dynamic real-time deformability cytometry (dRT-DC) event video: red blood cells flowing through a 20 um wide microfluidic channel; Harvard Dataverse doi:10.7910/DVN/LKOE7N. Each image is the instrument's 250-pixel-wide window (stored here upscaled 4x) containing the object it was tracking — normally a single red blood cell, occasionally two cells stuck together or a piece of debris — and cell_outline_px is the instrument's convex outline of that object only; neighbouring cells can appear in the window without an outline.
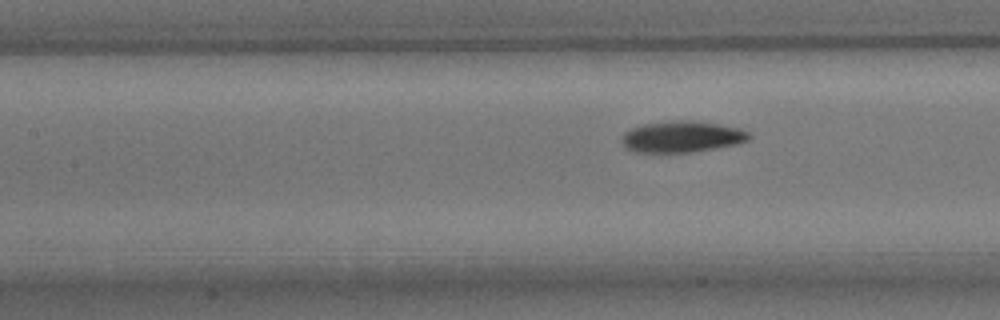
{"species": "common noctule bat (a hibernating species)", "species_latin": "Nyctalus noctula", "temperature_condition": "room temperature", "stored_images_in_passage": 7, "segment_of_instrument_passage": [2, 2], "camera_frame_rate_fps": 3000, "um_per_image_px": 0.085, "animal": {"sex": "male", "body_mass_g": 15.6}, "frame": {"image": 1, "passage_image": 7, "time_ms": 8.0, "image_size_px": [1000, 320], "cell_outline_px": [[752, 136], [748, 140], [736, 144], [716, 148], [692, 152], [632, 152], [624, 144], [624, 132], [632, 128], [644, 124], [676, 120], [688, 120], [716, 124], [740, 128], [748, 132]], "centroid_in_image_um": [58.0, 11.62], "position_along_channel_um": 149.4, "area_um2": 22.89}}